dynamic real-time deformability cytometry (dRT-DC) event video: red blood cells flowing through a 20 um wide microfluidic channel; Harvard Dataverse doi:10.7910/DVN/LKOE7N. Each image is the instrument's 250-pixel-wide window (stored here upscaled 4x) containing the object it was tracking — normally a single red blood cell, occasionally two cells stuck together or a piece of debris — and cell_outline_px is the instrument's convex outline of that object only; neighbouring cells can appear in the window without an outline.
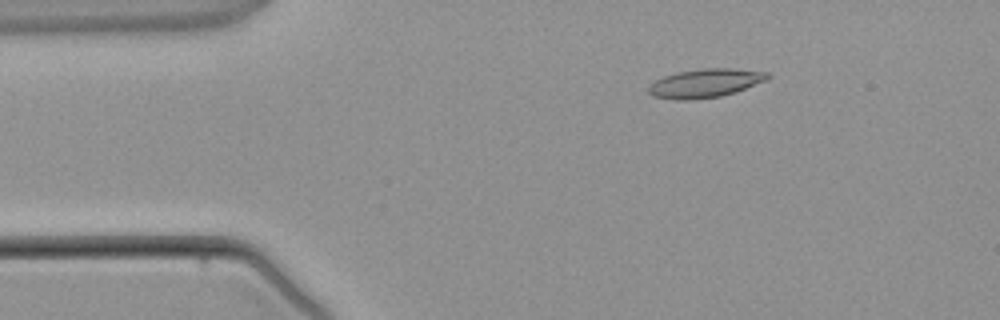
{"species": "common noctule bat (a hibernating species)", "species_latin": "Nyctalus noctula", "temperature_condition": "warm", "stored_images_in_passage": 3, "camera_frame_rate_fps": 3000, "um_per_image_px": 0.085, "animal": {"sex": "male", "body_mass_g": 21.5, "forearm_length_mm": 52.0}, "frame": {"image": 1, "passage_image": 2, "time_ms": 1.0, "image_size_px": [1000, 320], "cell_outline_px": [[772, 76], [768, 80], [736, 92], [720, 96], [688, 100], [676, 100], [652, 96], [648, 92], [648, 88], [656, 80], [664, 76], [676, 72], [704, 68], [728, 68], [768, 72]], "centroid_in_image_um": [59.97, 7.07], "position_along_channel_um": 25.0, "area_um2": 19.94}}